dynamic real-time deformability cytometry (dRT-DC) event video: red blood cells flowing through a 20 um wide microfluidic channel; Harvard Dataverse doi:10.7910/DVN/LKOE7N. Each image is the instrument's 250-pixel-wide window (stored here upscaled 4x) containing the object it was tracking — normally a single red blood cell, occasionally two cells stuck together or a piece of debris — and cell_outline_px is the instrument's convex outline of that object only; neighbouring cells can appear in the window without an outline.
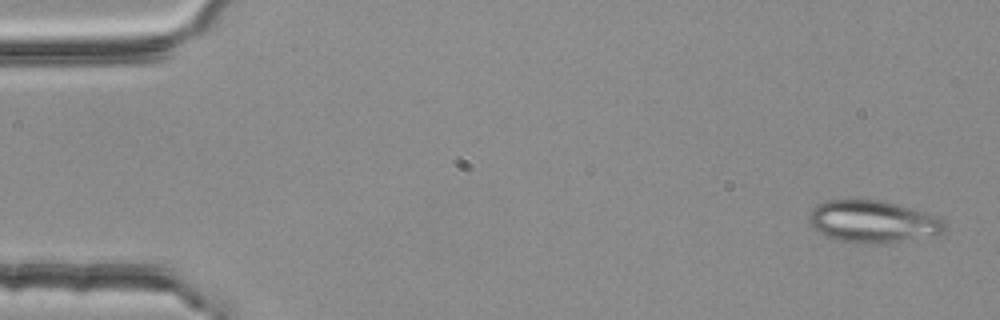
{"species": "common noctule bat (a hibernating species)", "species_latin": "Nyctalus noctula", "temperature_condition": "room temperature", "stored_images_in_passage": 5, "camera_frame_rate_fps": 3000, "um_per_image_px": 0.085, "animal": {"sex": "female", "body_mass_g": 25.1}, "frame": {"image": 1, "passage_image": 1, "time_ms": 0.0, "image_size_px": [1000, 320], "cell_outline_px": [[948, 228], [944, 232], [936, 236], [864, 244], [840, 240], [828, 236], [812, 228], [808, 220], [808, 212], [816, 204], [828, 200], [884, 200], [924, 212], [936, 216], [944, 220]], "centroid_in_image_um": [74.19, 18.82], "position_along_channel_um": 10.8, "area_um2": 33.29}}